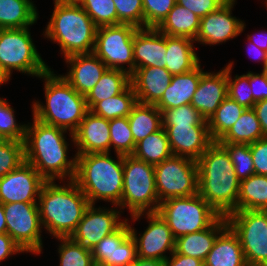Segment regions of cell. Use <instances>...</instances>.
Masks as SVG:
<instances>
[{
	"mask_svg": "<svg viewBox=\"0 0 267 266\" xmlns=\"http://www.w3.org/2000/svg\"><path fill=\"white\" fill-rule=\"evenodd\" d=\"M76 154L110 153L111 138L109 120L88 111L73 133Z\"/></svg>",
	"mask_w": 267,
	"mask_h": 266,
	"instance_id": "ffe728a7",
	"label": "cell"
},
{
	"mask_svg": "<svg viewBox=\"0 0 267 266\" xmlns=\"http://www.w3.org/2000/svg\"><path fill=\"white\" fill-rule=\"evenodd\" d=\"M254 163V172L267 176V137L249 144Z\"/></svg>",
	"mask_w": 267,
	"mask_h": 266,
	"instance_id": "681fc988",
	"label": "cell"
},
{
	"mask_svg": "<svg viewBox=\"0 0 267 266\" xmlns=\"http://www.w3.org/2000/svg\"><path fill=\"white\" fill-rule=\"evenodd\" d=\"M26 126V124H17L14 109L7 103V100L0 98V139L23 142Z\"/></svg>",
	"mask_w": 267,
	"mask_h": 266,
	"instance_id": "ee69618b",
	"label": "cell"
},
{
	"mask_svg": "<svg viewBox=\"0 0 267 266\" xmlns=\"http://www.w3.org/2000/svg\"><path fill=\"white\" fill-rule=\"evenodd\" d=\"M222 145L229 152L234 171L240 181L255 174L249 144L230 143Z\"/></svg>",
	"mask_w": 267,
	"mask_h": 266,
	"instance_id": "b9f144b4",
	"label": "cell"
},
{
	"mask_svg": "<svg viewBox=\"0 0 267 266\" xmlns=\"http://www.w3.org/2000/svg\"><path fill=\"white\" fill-rule=\"evenodd\" d=\"M120 214L116 209L103 210L90 204L70 237L83 249L92 252L104 237L115 232L125 222L119 221Z\"/></svg>",
	"mask_w": 267,
	"mask_h": 266,
	"instance_id": "5bb4252c",
	"label": "cell"
},
{
	"mask_svg": "<svg viewBox=\"0 0 267 266\" xmlns=\"http://www.w3.org/2000/svg\"><path fill=\"white\" fill-rule=\"evenodd\" d=\"M203 73L204 71L201 69L199 63L191 71L173 75L171 83L155 106L163 112L167 109L190 104Z\"/></svg>",
	"mask_w": 267,
	"mask_h": 266,
	"instance_id": "d4e9b609",
	"label": "cell"
},
{
	"mask_svg": "<svg viewBox=\"0 0 267 266\" xmlns=\"http://www.w3.org/2000/svg\"><path fill=\"white\" fill-rule=\"evenodd\" d=\"M45 35L59 44L64 58L93 53L97 26L75 0H54Z\"/></svg>",
	"mask_w": 267,
	"mask_h": 266,
	"instance_id": "8992f818",
	"label": "cell"
},
{
	"mask_svg": "<svg viewBox=\"0 0 267 266\" xmlns=\"http://www.w3.org/2000/svg\"><path fill=\"white\" fill-rule=\"evenodd\" d=\"M67 130L40 122L33 117V124L26 126L24 159L46 181L73 180L76 172V155L68 159Z\"/></svg>",
	"mask_w": 267,
	"mask_h": 266,
	"instance_id": "6da1fadb",
	"label": "cell"
},
{
	"mask_svg": "<svg viewBox=\"0 0 267 266\" xmlns=\"http://www.w3.org/2000/svg\"><path fill=\"white\" fill-rule=\"evenodd\" d=\"M137 102L136 94L130 83L121 93L97 102L89 111L107 120L128 117Z\"/></svg>",
	"mask_w": 267,
	"mask_h": 266,
	"instance_id": "d590c367",
	"label": "cell"
},
{
	"mask_svg": "<svg viewBox=\"0 0 267 266\" xmlns=\"http://www.w3.org/2000/svg\"><path fill=\"white\" fill-rule=\"evenodd\" d=\"M149 221L148 227L140 237L129 224L130 234L136 243L137 257L142 259H156L164 261L167 259L166 251L170 254L175 251V242L172 231L163 218L155 213H145Z\"/></svg>",
	"mask_w": 267,
	"mask_h": 266,
	"instance_id": "2e32d148",
	"label": "cell"
},
{
	"mask_svg": "<svg viewBox=\"0 0 267 266\" xmlns=\"http://www.w3.org/2000/svg\"><path fill=\"white\" fill-rule=\"evenodd\" d=\"M235 1L227 0L217 10L201 18L196 42L209 45L225 43L243 32L245 22L231 15Z\"/></svg>",
	"mask_w": 267,
	"mask_h": 266,
	"instance_id": "ac0fdd59",
	"label": "cell"
},
{
	"mask_svg": "<svg viewBox=\"0 0 267 266\" xmlns=\"http://www.w3.org/2000/svg\"><path fill=\"white\" fill-rule=\"evenodd\" d=\"M227 0H176V3L188 8L200 18L217 10Z\"/></svg>",
	"mask_w": 267,
	"mask_h": 266,
	"instance_id": "c3c4849f",
	"label": "cell"
},
{
	"mask_svg": "<svg viewBox=\"0 0 267 266\" xmlns=\"http://www.w3.org/2000/svg\"><path fill=\"white\" fill-rule=\"evenodd\" d=\"M132 155L154 166L172 156L173 153L165 129L162 127L137 142Z\"/></svg>",
	"mask_w": 267,
	"mask_h": 266,
	"instance_id": "e575fe53",
	"label": "cell"
},
{
	"mask_svg": "<svg viewBox=\"0 0 267 266\" xmlns=\"http://www.w3.org/2000/svg\"><path fill=\"white\" fill-rule=\"evenodd\" d=\"M267 210V176L253 174L240 181L237 211Z\"/></svg>",
	"mask_w": 267,
	"mask_h": 266,
	"instance_id": "1f68e13d",
	"label": "cell"
},
{
	"mask_svg": "<svg viewBox=\"0 0 267 266\" xmlns=\"http://www.w3.org/2000/svg\"><path fill=\"white\" fill-rule=\"evenodd\" d=\"M24 162V142L0 140V177L17 169Z\"/></svg>",
	"mask_w": 267,
	"mask_h": 266,
	"instance_id": "7bdbcfd3",
	"label": "cell"
},
{
	"mask_svg": "<svg viewBox=\"0 0 267 266\" xmlns=\"http://www.w3.org/2000/svg\"><path fill=\"white\" fill-rule=\"evenodd\" d=\"M45 182L32 165L24 162L17 169L0 177V202L38 203L37 198Z\"/></svg>",
	"mask_w": 267,
	"mask_h": 266,
	"instance_id": "9a60e30c",
	"label": "cell"
},
{
	"mask_svg": "<svg viewBox=\"0 0 267 266\" xmlns=\"http://www.w3.org/2000/svg\"><path fill=\"white\" fill-rule=\"evenodd\" d=\"M91 17L97 27L117 25V11L113 0H75Z\"/></svg>",
	"mask_w": 267,
	"mask_h": 266,
	"instance_id": "f35d334b",
	"label": "cell"
},
{
	"mask_svg": "<svg viewBox=\"0 0 267 266\" xmlns=\"http://www.w3.org/2000/svg\"><path fill=\"white\" fill-rule=\"evenodd\" d=\"M130 75L116 69H107L97 84L85 96L88 110L97 102L121 93L130 84Z\"/></svg>",
	"mask_w": 267,
	"mask_h": 266,
	"instance_id": "d6a6232c",
	"label": "cell"
},
{
	"mask_svg": "<svg viewBox=\"0 0 267 266\" xmlns=\"http://www.w3.org/2000/svg\"><path fill=\"white\" fill-rule=\"evenodd\" d=\"M171 256L163 261V266H204V261L192 256L181 255L176 251Z\"/></svg>",
	"mask_w": 267,
	"mask_h": 266,
	"instance_id": "816d5d0a",
	"label": "cell"
},
{
	"mask_svg": "<svg viewBox=\"0 0 267 266\" xmlns=\"http://www.w3.org/2000/svg\"><path fill=\"white\" fill-rule=\"evenodd\" d=\"M137 29L131 24L98 27L93 53L108 69L121 70L131 76L135 71L133 40ZM123 64H128V68Z\"/></svg>",
	"mask_w": 267,
	"mask_h": 266,
	"instance_id": "7c38bea8",
	"label": "cell"
},
{
	"mask_svg": "<svg viewBox=\"0 0 267 266\" xmlns=\"http://www.w3.org/2000/svg\"><path fill=\"white\" fill-rule=\"evenodd\" d=\"M267 34V33H265ZM247 39L251 41L255 46L267 52V37L264 33H260L259 38L255 39V36L247 35ZM254 39V40H253Z\"/></svg>",
	"mask_w": 267,
	"mask_h": 266,
	"instance_id": "11a10c76",
	"label": "cell"
},
{
	"mask_svg": "<svg viewBox=\"0 0 267 266\" xmlns=\"http://www.w3.org/2000/svg\"><path fill=\"white\" fill-rule=\"evenodd\" d=\"M250 45H251L250 48L253 47V50H255V54H256L257 58L263 62V70H264V68L266 67V63H267V52L262 50V49H260V48H258L257 46H255L251 41H250L249 46Z\"/></svg>",
	"mask_w": 267,
	"mask_h": 266,
	"instance_id": "6f0895ef",
	"label": "cell"
},
{
	"mask_svg": "<svg viewBox=\"0 0 267 266\" xmlns=\"http://www.w3.org/2000/svg\"><path fill=\"white\" fill-rule=\"evenodd\" d=\"M173 155L197 161L214 142L208 125H163Z\"/></svg>",
	"mask_w": 267,
	"mask_h": 266,
	"instance_id": "d6986e66",
	"label": "cell"
},
{
	"mask_svg": "<svg viewBox=\"0 0 267 266\" xmlns=\"http://www.w3.org/2000/svg\"><path fill=\"white\" fill-rule=\"evenodd\" d=\"M39 78H44L46 105L33 102V117L42 123L68 130L72 142L73 133L89 111L85 96L76 92L62 77L49 68Z\"/></svg>",
	"mask_w": 267,
	"mask_h": 266,
	"instance_id": "5b68a950",
	"label": "cell"
},
{
	"mask_svg": "<svg viewBox=\"0 0 267 266\" xmlns=\"http://www.w3.org/2000/svg\"><path fill=\"white\" fill-rule=\"evenodd\" d=\"M175 239L209 228L220 215L199 195L172 197L160 202L158 210Z\"/></svg>",
	"mask_w": 267,
	"mask_h": 266,
	"instance_id": "ba28073f",
	"label": "cell"
},
{
	"mask_svg": "<svg viewBox=\"0 0 267 266\" xmlns=\"http://www.w3.org/2000/svg\"><path fill=\"white\" fill-rule=\"evenodd\" d=\"M200 22L199 16L176 3L156 28L165 35L186 37L195 41Z\"/></svg>",
	"mask_w": 267,
	"mask_h": 266,
	"instance_id": "f1b7e54d",
	"label": "cell"
},
{
	"mask_svg": "<svg viewBox=\"0 0 267 266\" xmlns=\"http://www.w3.org/2000/svg\"><path fill=\"white\" fill-rule=\"evenodd\" d=\"M129 266H163V261L156 259H142L137 257V259Z\"/></svg>",
	"mask_w": 267,
	"mask_h": 266,
	"instance_id": "9f6ffc18",
	"label": "cell"
},
{
	"mask_svg": "<svg viewBox=\"0 0 267 266\" xmlns=\"http://www.w3.org/2000/svg\"><path fill=\"white\" fill-rule=\"evenodd\" d=\"M233 62L227 65V89L228 96L246 109H251L255 105L252 89L249 85V72L241 76L231 77Z\"/></svg>",
	"mask_w": 267,
	"mask_h": 266,
	"instance_id": "60d3db41",
	"label": "cell"
},
{
	"mask_svg": "<svg viewBox=\"0 0 267 266\" xmlns=\"http://www.w3.org/2000/svg\"><path fill=\"white\" fill-rule=\"evenodd\" d=\"M249 85L252 89L253 100L255 102L267 99V72H249Z\"/></svg>",
	"mask_w": 267,
	"mask_h": 266,
	"instance_id": "f907efd6",
	"label": "cell"
},
{
	"mask_svg": "<svg viewBox=\"0 0 267 266\" xmlns=\"http://www.w3.org/2000/svg\"><path fill=\"white\" fill-rule=\"evenodd\" d=\"M65 186L46 181L38 197L41 225L54 236L70 237L90 205L73 180Z\"/></svg>",
	"mask_w": 267,
	"mask_h": 266,
	"instance_id": "3957f363",
	"label": "cell"
},
{
	"mask_svg": "<svg viewBox=\"0 0 267 266\" xmlns=\"http://www.w3.org/2000/svg\"><path fill=\"white\" fill-rule=\"evenodd\" d=\"M61 241L58 248L60 256L59 266H93L92 252L83 249L71 237H59Z\"/></svg>",
	"mask_w": 267,
	"mask_h": 266,
	"instance_id": "ab89813d",
	"label": "cell"
},
{
	"mask_svg": "<svg viewBox=\"0 0 267 266\" xmlns=\"http://www.w3.org/2000/svg\"><path fill=\"white\" fill-rule=\"evenodd\" d=\"M128 121L135 143L163 127L162 112L150 104L137 102L128 115Z\"/></svg>",
	"mask_w": 267,
	"mask_h": 266,
	"instance_id": "4dcf8cb0",
	"label": "cell"
},
{
	"mask_svg": "<svg viewBox=\"0 0 267 266\" xmlns=\"http://www.w3.org/2000/svg\"><path fill=\"white\" fill-rule=\"evenodd\" d=\"M166 35L157 28H138L133 40V58L136 68H166Z\"/></svg>",
	"mask_w": 267,
	"mask_h": 266,
	"instance_id": "7402d4cb",
	"label": "cell"
},
{
	"mask_svg": "<svg viewBox=\"0 0 267 266\" xmlns=\"http://www.w3.org/2000/svg\"><path fill=\"white\" fill-rule=\"evenodd\" d=\"M264 71H266V72H267V63H266V67L264 68Z\"/></svg>",
	"mask_w": 267,
	"mask_h": 266,
	"instance_id": "94428289",
	"label": "cell"
},
{
	"mask_svg": "<svg viewBox=\"0 0 267 266\" xmlns=\"http://www.w3.org/2000/svg\"><path fill=\"white\" fill-rule=\"evenodd\" d=\"M6 218V233L24 252L39 254L43 243L41 221L37 203L3 204Z\"/></svg>",
	"mask_w": 267,
	"mask_h": 266,
	"instance_id": "4fadbf2b",
	"label": "cell"
},
{
	"mask_svg": "<svg viewBox=\"0 0 267 266\" xmlns=\"http://www.w3.org/2000/svg\"><path fill=\"white\" fill-rule=\"evenodd\" d=\"M117 11V25L131 24L144 28L142 0H113Z\"/></svg>",
	"mask_w": 267,
	"mask_h": 266,
	"instance_id": "bcb514c9",
	"label": "cell"
},
{
	"mask_svg": "<svg viewBox=\"0 0 267 266\" xmlns=\"http://www.w3.org/2000/svg\"><path fill=\"white\" fill-rule=\"evenodd\" d=\"M163 125H208V121L191 105H182L162 112Z\"/></svg>",
	"mask_w": 267,
	"mask_h": 266,
	"instance_id": "f6af8a7d",
	"label": "cell"
},
{
	"mask_svg": "<svg viewBox=\"0 0 267 266\" xmlns=\"http://www.w3.org/2000/svg\"><path fill=\"white\" fill-rule=\"evenodd\" d=\"M65 61L71 69L62 77L83 96L90 92L108 69L94 53L72 55L66 57Z\"/></svg>",
	"mask_w": 267,
	"mask_h": 266,
	"instance_id": "603a6c76",
	"label": "cell"
},
{
	"mask_svg": "<svg viewBox=\"0 0 267 266\" xmlns=\"http://www.w3.org/2000/svg\"><path fill=\"white\" fill-rule=\"evenodd\" d=\"M159 202L198 194L197 161L172 155L154 166Z\"/></svg>",
	"mask_w": 267,
	"mask_h": 266,
	"instance_id": "8fae6325",
	"label": "cell"
},
{
	"mask_svg": "<svg viewBox=\"0 0 267 266\" xmlns=\"http://www.w3.org/2000/svg\"><path fill=\"white\" fill-rule=\"evenodd\" d=\"M76 155L75 184L85 194L90 204L97 200L111 202L118 207L123 191L124 156L110 153H89Z\"/></svg>",
	"mask_w": 267,
	"mask_h": 266,
	"instance_id": "277c9868",
	"label": "cell"
},
{
	"mask_svg": "<svg viewBox=\"0 0 267 266\" xmlns=\"http://www.w3.org/2000/svg\"><path fill=\"white\" fill-rule=\"evenodd\" d=\"M173 75L166 68H136L130 76L138 103L155 105L161 98Z\"/></svg>",
	"mask_w": 267,
	"mask_h": 266,
	"instance_id": "cb8c5ba5",
	"label": "cell"
},
{
	"mask_svg": "<svg viewBox=\"0 0 267 266\" xmlns=\"http://www.w3.org/2000/svg\"><path fill=\"white\" fill-rule=\"evenodd\" d=\"M38 13L32 0H0V28H27L36 23Z\"/></svg>",
	"mask_w": 267,
	"mask_h": 266,
	"instance_id": "f546056e",
	"label": "cell"
},
{
	"mask_svg": "<svg viewBox=\"0 0 267 266\" xmlns=\"http://www.w3.org/2000/svg\"><path fill=\"white\" fill-rule=\"evenodd\" d=\"M194 40L186 37L166 35V69L172 75H179L191 71L199 63L193 48Z\"/></svg>",
	"mask_w": 267,
	"mask_h": 266,
	"instance_id": "83f0119b",
	"label": "cell"
},
{
	"mask_svg": "<svg viewBox=\"0 0 267 266\" xmlns=\"http://www.w3.org/2000/svg\"><path fill=\"white\" fill-rule=\"evenodd\" d=\"M123 177L122 199L118 205L120 209L127 207L134 221L144 215L143 213L157 212L160 202L154 165L133 155H124Z\"/></svg>",
	"mask_w": 267,
	"mask_h": 266,
	"instance_id": "52a82bcc",
	"label": "cell"
},
{
	"mask_svg": "<svg viewBox=\"0 0 267 266\" xmlns=\"http://www.w3.org/2000/svg\"><path fill=\"white\" fill-rule=\"evenodd\" d=\"M93 266H103V265H100V264H94Z\"/></svg>",
	"mask_w": 267,
	"mask_h": 266,
	"instance_id": "6125c7cd",
	"label": "cell"
},
{
	"mask_svg": "<svg viewBox=\"0 0 267 266\" xmlns=\"http://www.w3.org/2000/svg\"><path fill=\"white\" fill-rule=\"evenodd\" d=\"M226 219L239 238L248 266H267V210L235 211Z\"/></svg>",
	"mask_w": 267,
	"mask_h": 266,
	"instance_id": "30bf717a",
	"label": "cell"
},
{
	"mask_svg": "<svg viewBox=\"0 0 267 266\" xmlns=\"http://www.w3.org/2000/svg\"><path fill=\"white\" fill-rule=\"evenodd\" d=\"M228 96L227 66L217 72H204L193 95L191 105L208 121Z\"/></svg>",
	"mask_w": 267,
	"mask_h": 266,
	"instance_id": "44dd1931",
	"label": "cell"
},
{
	"mask_svg": "<svg viewBox=\"0 0 267 266\" xmlns=\"http://www.w3.org/2000/svg\"><path fill=\"white\" fill-rule=\"evenodd\" d=\"M6 233V218L3 209V204L0 202V234Z\"/></svg>",
	"mask_w": 267,
	"mask_h": 266,
	"instance_id": "680465c9",
	"label": "cell"
},
{
	"mask_svg": "<svg viewBox=\"0 0 267 266\" xmlns=\"http://www.w3.org/2000/svg\"><path fill=\"white\" fill-rule=\"evenodd\" d=\"M245 110L246 108L227 96L208 120L212 140L219 141L238 121Z\"/></svg>",
	"mask_w": 267,
	"mask_h": 266,
	"instance_id": "8d00e7d4",
	"label": "cell"
},
{
	"mask_svg": "<svg viewBox=\"0 0 267 266\" xmlns=\"http://www.w3.org/2000/svg\"><path fill=\"white\" fill-rule=\"evenodd\" d=\"M111 146L116 154L132 155L136 143L134 142L132 131L129 126L128 117H120L109 120Z\"/></svg>",
	"mask_w": 267,
	"mask_h": 266,
	"instance_id": "74e56055",
	"label": "cell"
},
{
	"mask_svg": "<svg viewBox=\"0 0 267 266\" xmlns=\"http://www.w3.org/2000/svg\"><path fill=\"white\" fill-rule=\"evenodd\" d=\"M253 110L260 122L264 137H267V99L256 102Z\"/></svg>",
	"mask_w": 267,
	"mask_h": 266,
	"instance_id": "db71d44e",
	"label": "cell"
},
{
	"mask_svg": "<svg viewBox=\"0 0 267 266\" xmlns=\"http://www.w3.org/2000/svg\"><path fill=\"white\" fill-rule=\"evenodd\" d=\"M10 77V74L0 65V85L6 83Z\"/></svg>",
	"mask_w": 267,
	"mask_h": 266,
	"instance_id": "91938a15",
	"label": "cell"
},
{
	"mask_svg": "<svg viewBox=\"0 0 267 266\" xmlns=\"http://www.w3.org/2000/svg\"><path fill=\"white\" fill-rule=\"evenodd\" d=\"M264 138L260 122L253 108L246 109L231 127V129L218 141L220 144H251Z\"/></svg>",
	"mask_w": 267,
	"mask_h": 266,
	"instance_id": "836d02e7",
	"label": "cell"
},
{
	"mask_svg": "<svg viewBox=\"0 0 267 266\" xmlns=\"http://www.w3.org/2000/svg\"><path fill=\"white\" fill-rule=\"evenodd\" d=\"M24 252L18 244L7 234H0V262L15 253Z\"/></svg>",
	"mask_w": 267,
	"mask_h": 266,
	"instance_id": "f5cc1de1",
	"label": "cell"
},
{
	"mask_svg": "<svg viewBox=\"0 0 267 266\" xmlns=\"http://www.w3.org/2000/svg\"><path fill=\"white\" fill-rule=\"evenodd\" d=\"M204 266H248L239 238L229 226L217 236Z\"/></svg>",
	"mask_w": 267,
	"mask_h": 266,
	"instance_id": "4316f807",
	"label": "cell"
},
{
	"mask_svg": "<svg viewBox=\"0 0 267 266\" xmlns=\"http://www.w3.org/2000/svg\"><path fill=\"white\" fill-rule=\"evenodd\" d=\"M228 226L225 216H220L209 228L180 236L175 242V251L205 261L217 236Z\"/></svg>",
	"mask_w": 267,
	"mask_h": 266,
	"instance_id": "484cf974",
	"label": "cell"
},
{
	"mask_svg": "<svg viewBox=\"0 0 267 266\" xmlns=\"http://www.w3.org/2000/svg\"><path fill=\"white\" fill-rule=\"evenodd\" d=\"M128 220L113 233L104 237L93 249L95 264L129 266L137 259L136 243L130 234Z\"/></svg>",
	"mask_w": 267,
	"mask_h": 266,
	"instance_id": "e0dca14e",
	"label": "cell"
},
{
	"mask_svg": "<svg viewBox=\"0 0 267 266\" xmlns=\"http://www.w3.org/2000/svg\"><path fill=\"white\" fill-rule=\"evenodd\" d=\"M0 65L10 76L17 70L39 77L49 69L37 52L29 27L0 30Z\"/></svg>",
	"mask_w": 267,
	"mask_h": 266,
	"instance_id": "9c48e42d",
	"label": "cell"
},
{
	"mask_svg": "<svg viewBox=\"0 0 267 266\" xmlns=\"http://www.w3.org/2000/svg\"><path fill=\"white\" fill-rule=\"evenodd\" d=\"M144 28H156L176 4V0H142Z\"/></svg>",
	"mask_w": 267,
	"mask_h": 266,
	"instance_id": "7dc6e473",
	"label": "cell"
},
{
	"mask_svg": "<svg viewBox=\"0 0 267 266\" xmlns=\"http://www.w3.org/2000/svg\"><path fill=\"white\" fill-rule=\"evenodd\" d=\"M198 194L220 215L237 211L240 180L227 149L214 141L197 160Z\"/></svg>",
	"mask_w": 267,
	"mask_h": 266,
	"instance_id": "7a4b0ae2",
	"label": "cell"
}]
</instances>
